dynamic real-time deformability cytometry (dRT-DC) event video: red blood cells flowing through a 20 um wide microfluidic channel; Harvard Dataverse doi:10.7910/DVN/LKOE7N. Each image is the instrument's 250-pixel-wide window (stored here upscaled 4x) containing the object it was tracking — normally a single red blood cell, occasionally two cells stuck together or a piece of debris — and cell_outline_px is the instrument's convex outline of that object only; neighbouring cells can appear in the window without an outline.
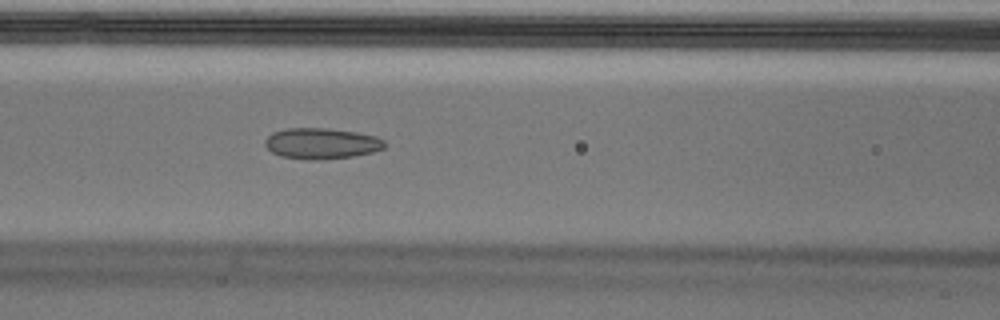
{"species": "Egyptian fruit bat (a non-hibernating species)", "species_latin": "Rousettus aegyptiacus", "temperature_condition": "cold", "stored_images_in_passage": 54, "camera_frame_rate_fps": 3000, "um_per_image_px": 0.085, "animal": {"sex": "male"}, "frame": {"image": 1, "passage_image": 23, "time_ms": 7.333, "image_size_px": [1000, 320], "cell_outline_px": [[388, 144], [384, 148], [372, 152], [352, 156], [320, 160], [308, 160], [280, 156], [272, 152], [264, 144], [264, 140], [272, 132], [284, 128], [328, 128], [356, 132], [376, 136], [384, 140]], "centroid_in_image_um": [27.32, 12.19], "position_along_channel_um": 139.3, "area_um2": 21.73}}
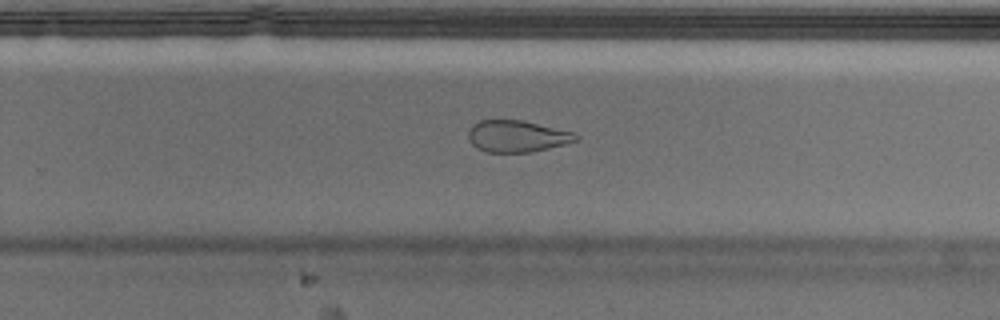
{"frame": {"image": 2, "passage_image": 35, "time_ms": 11.333, "image_size_px": [1000, 320], "cell_outline_px": [[580, 140], [568, 144], [532, 152], [488, 152], [476, 148], [468, 140], [468, 132], [472, 124], [480, 120], [524, 120], [576, 132], [580, 136]], "centroid_in_image_um": [44.01, 11.58], "position_along_channel_um": 285.8, "area_um2": 20.35}}
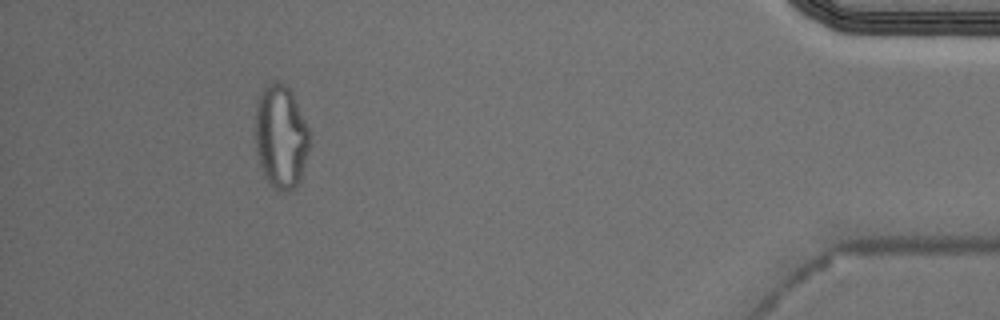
{"frame": {"image": 3, "passage_image": 50, "time_ms": 16.333, "image_size_px": [1000, 320], "cell_outline_px": [[308, 148], [300, 180], [296, 188], [288, 192], [284, 192], [276, 188], [264, 176], [256, 152], [256, 108], [260, 96], [264, 88], [268, 84], [276, 80], [284, 84], [292, 92], [308, 128]], "centroid_in_image_um": [23.87, 11.63], "position_along_channel_um": 411.3, "area_um2": 32.19}, "authors_computed_cell_mechanics": {"area_um2": 22.6865, "velocity_mm_per_s": 3.6764, "shape_relaxation_time_tau1_ms": null, "shape_relaxation_time_tau2_ms": 2.3088, "deformation_change_tau1": null, "deformation_change_tau2": 0.0922}}